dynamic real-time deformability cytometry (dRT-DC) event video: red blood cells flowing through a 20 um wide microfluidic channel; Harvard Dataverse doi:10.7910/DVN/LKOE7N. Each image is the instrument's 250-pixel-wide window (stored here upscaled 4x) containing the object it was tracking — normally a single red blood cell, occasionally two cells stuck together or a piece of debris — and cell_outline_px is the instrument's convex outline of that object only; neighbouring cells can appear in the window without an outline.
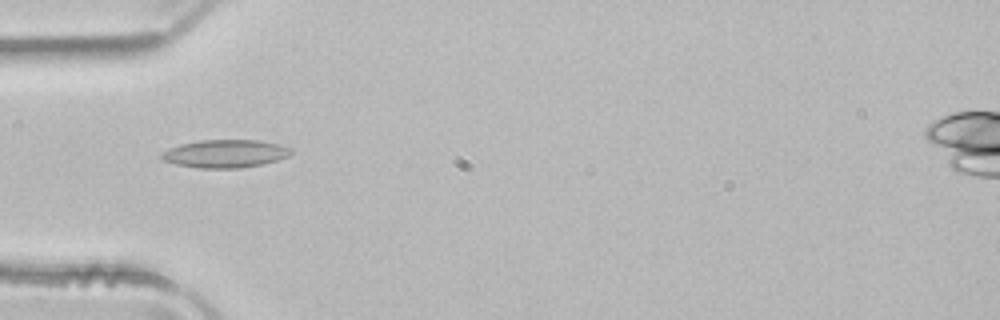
{"species": "common noctule bat (a hibernating species)", "species_latin": "Nyctalus noctula", "temperature_condition": "room temperature", "stored_images_in_passage": 51, "camera_frame_rate_fps": 3000, "um_per_image_px": 0.085, "animal": {"sex": "male", "body_mass_g": 21.5, "forearm_length_mm": 52.0}, "frame": {"image": 1, "passage_image": 16, "time_ms": 5.0, "image_size_px": [1000, 320], "cell_outline_px": [[292, 152], [288, 156], [264, 164], [240, 168], [196, 168], [176, 164], [164, 160], [160, 156], [160, 152], [168, 148], [180, 144], [200, 140], [256, 140], [276, 144], [292, 148]], "centroid_in_image_um": [19.1, 13.06], "position_along_channel_um": 65.9, "area_um2": 21.1}}
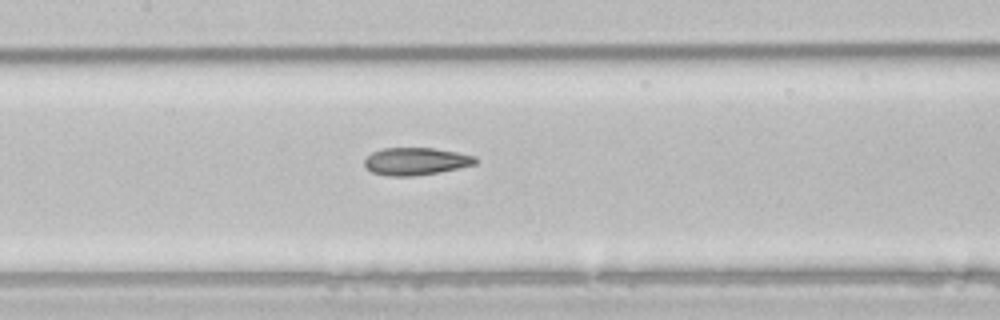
{"frame": {"image": 2, "passage_image": 24, "time_ms": 7.667, "image_size_px": [1000, 320], "cell_outline_px": [[476, 164], [440, 172], [412, 176], [388, 176], [372, 172], [364, 164], [364, 160], [372, 152], [384, 148], [436, 148], [476, 156]], "centroid_in_image_um": [35.35, 13.71], "position_along_channel_um": 172.0, "area_um2": 17.69}}
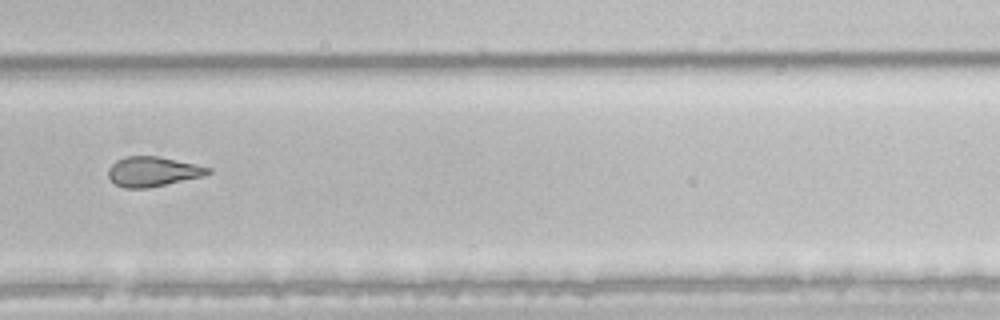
{"frame": {"image": 3, "passage_image": 35, "time_ms": 11.333, "image_size_px": [1000, 320], "cell_outline_px": [[212, 172], [204, 176], [148, 188], [124, 188], [116, 184], [108, 176], [108, 168], [116, 160], [124, 156], [156, 156], [196, 164], [212, 168]], "centroid_in_image_um": [12.99, 14.58], "position_along_channel_um": 316.8, "area_um2": 17.34}, "authors_computed_cell_mechanics": {"area_um2": 19.363, "velocity_mm_per_s": 3.9809, "shape_relaxation_time_tau1_ms": null, "shape_relaxation_time_tau2_ms": 2.8389, "deformation_change_tau1": null, "deformation_change_tau2": 0.1117}}